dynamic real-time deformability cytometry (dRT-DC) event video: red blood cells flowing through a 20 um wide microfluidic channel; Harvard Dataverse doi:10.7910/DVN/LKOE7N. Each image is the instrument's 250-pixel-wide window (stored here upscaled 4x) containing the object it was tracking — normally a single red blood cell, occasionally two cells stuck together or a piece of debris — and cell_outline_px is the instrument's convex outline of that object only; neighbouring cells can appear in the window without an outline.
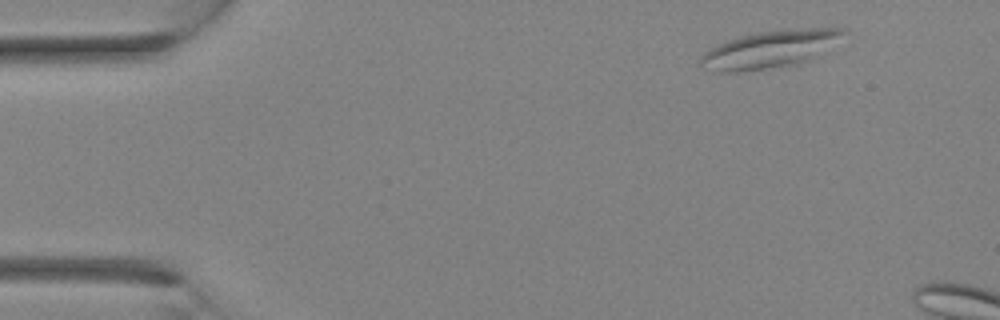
{"species": "Egyptian fruit bat (a non-hibernating species)", "species_latin": "Rousettus aegyptiacus", "temperature_condition": "room temperature", "stored_images_in_passage": 2, "camera_frame_rate_fps": 3000, "um_per_image_px": 0.085, "animal": {"sex": "female"}, "frame": {"image": 1, "passage_image": 1, "time_ms": 0.0, "image_size_px": [1000, 320], "cell_outline_px": [[848, 32], [812, 60], [796, 64], [736, 72], [720, 72], [704, 68], [700, 64], [700, 56], [704, 52], [716, 44], [740, 36], [756, 32], [804, 28], [844, 28]], "centroid_in_image_um": [65.43, 4.18], "position_along_channel_um": 19.6, "area_um2": 30.98}}